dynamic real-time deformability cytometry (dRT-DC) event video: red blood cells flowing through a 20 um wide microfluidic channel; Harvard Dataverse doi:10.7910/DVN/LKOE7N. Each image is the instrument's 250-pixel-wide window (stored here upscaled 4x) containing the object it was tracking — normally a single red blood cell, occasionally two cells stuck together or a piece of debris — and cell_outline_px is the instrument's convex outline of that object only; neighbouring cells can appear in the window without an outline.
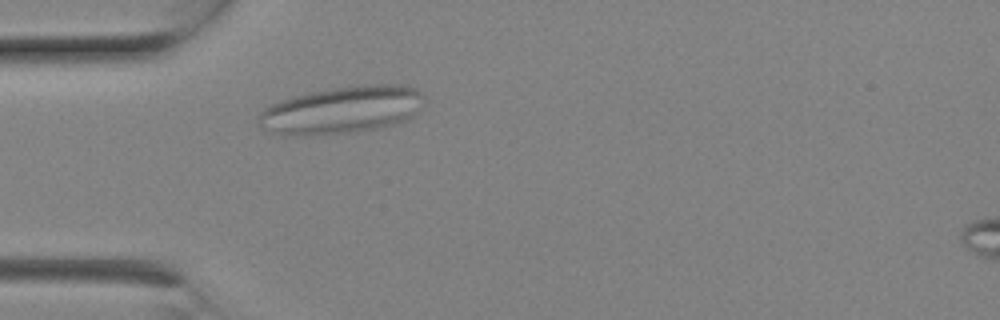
{"species": "Egyptian fruit bat (a non-hibernating species)", "species_latin": "Rousettus aegyptiacus", "temperature_condition": "room temperature", "stored_images_in_passage": 4, "segment_of_instrument_passage": [2, 2], "camera_frame_rate_fps": 3000, "um_per_image_px": 0.085, "animal": {"sex": "female"}, "frame": {"image": 1, "passage_image": 4, "time_ms": 1.0, "image_size_px": [1000, 320], "cell_outline_px": [[428, 100], [416, 116], [408, 120], [376, 128], [356, 132], [304, 136], [272, 132], [260, 128], [260, 112], [264, 108], [280, 100], [308, 92], [332, 88], [364, 84], [408, 84], [416, 88]], "centroid_in_image_um": [29.16, 9.33], "position_along_channel_um": 55.8, "area_um2": 46.3}}